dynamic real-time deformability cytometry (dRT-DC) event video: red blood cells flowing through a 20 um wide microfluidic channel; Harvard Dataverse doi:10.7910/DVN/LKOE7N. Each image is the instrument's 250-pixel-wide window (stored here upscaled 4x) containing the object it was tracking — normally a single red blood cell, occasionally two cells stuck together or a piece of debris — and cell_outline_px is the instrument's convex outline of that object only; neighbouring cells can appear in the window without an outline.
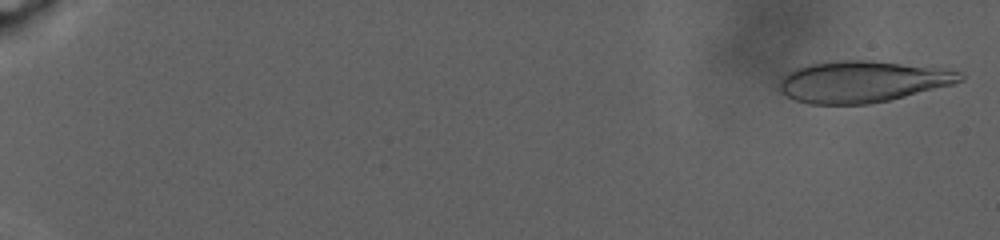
{"species": "human", "species_latin": "Homo sapiens", "temperature_condition": "warm", "stored_images_in_passage": 91, "camera_frame_rate_fps": 3000, "um_per_image_px": 0.085, "donor": {"sex": "male"}, "frame": {"image": 1, "passage_image": 2, "time_ms": 0.333, "image_size_px": [1000, 240], "cell_outline_px": [[964, 80], [952, 84], [888, 100], [868, 104], [808, 104], [796, 100], [780, 92], [780, 80], [788, 72], [796, 68], [808, 64], [836, 60], [872, 60], [964, 72]], "centroid_in_image_um": [73.26, 6.93], "position_along_channel_um": 11.7, "area_um2": 43.23}}
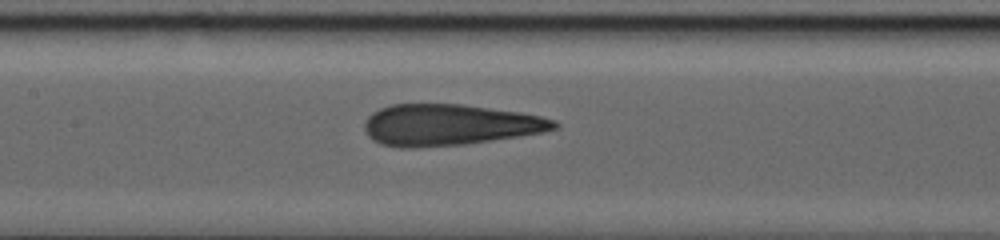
{"frame": {"image": 2, "passage_image": 49, "time_ms": 16.0, "image_size_px": [1000, 240], "cell_outline_px": [[560, 128], [544, 132], [520, 136], [464, 144], [416, 148], [400, 148], [380, 144], [372, 140], [368, 136], [364, 128], [364, 120], [372, 112], [380, 108], [392, 104], [464, 104], [520, 112], [540, 116], [556, 120], [560, 124]], "centroid_in_image_um": [38.2, 10.62], "position_along_channel_um": 169.2, "area_um2": 46.07}}
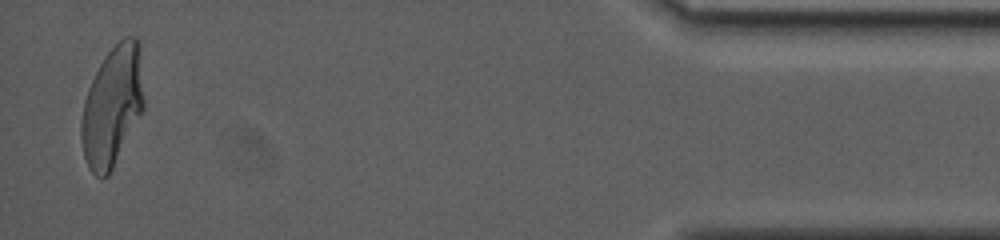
{"frame": {"image": 3, "passage_image": 89, "time_ms": 29.333, "image_size_px": [1000, 240], "cell_outline_px": [[144, 108], [108, 176], [100, 180], [88, 168], [84, 156], [80, 136], [80, 124], [84, 100], [88, 88], [104, 56], [124, 36], [136, 36], [140, 40], [144, 100]], "centroid_in_image_um": [9.55, 9.01], "position_along_channel_um": 425.7, "area_um2": 44.04}, "authors_computed_cell_mechanics": {"area_um2": 44.5638, "velocity_mm_per_s": 2.3974, "shape_relaxation_time_tau1_ms": null, "shape_relaxation_time_tau2_ms": 1.4397, "deformation_change_tau1": null, "deformation_change_tau2": 0.0963}}